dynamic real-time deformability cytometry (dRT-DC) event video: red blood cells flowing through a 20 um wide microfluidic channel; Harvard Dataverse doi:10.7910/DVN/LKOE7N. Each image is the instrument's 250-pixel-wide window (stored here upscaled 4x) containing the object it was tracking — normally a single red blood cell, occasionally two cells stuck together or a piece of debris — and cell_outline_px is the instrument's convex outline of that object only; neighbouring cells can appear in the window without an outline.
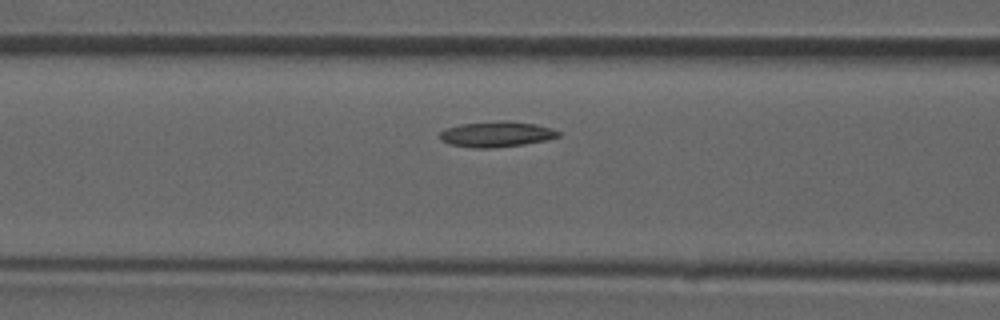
{"species": "common noctule bat (a hibernating species)", "species_latin": "Nyctalus noctula", "temperature_condition": "room temperature", "stored_images_in_passage": 32, "camera_frame_rate_fps": 3000, "um_per_image_px": 0.085, "animal": {"sex": "male", "forearm_length_mm": 52.5}, "frame": {"image": 1, "passage_image": 10, "time_ms": 3.0, "image_size_px": [1000, 320], "cell_outline_px": [[560, 136], [548, 140], [524, 144], [492, 148], [472, 148], [448, 144], [440, 140], [440, 132], [448, 128], [460, 124], [500, 120], [508, 120], [536, 124], [552, 128], [560, 132]], "centroid_in_image_um": [42.22, 11.4], "position_along_channel_um": 124.4, "area_um2": 17.86}}